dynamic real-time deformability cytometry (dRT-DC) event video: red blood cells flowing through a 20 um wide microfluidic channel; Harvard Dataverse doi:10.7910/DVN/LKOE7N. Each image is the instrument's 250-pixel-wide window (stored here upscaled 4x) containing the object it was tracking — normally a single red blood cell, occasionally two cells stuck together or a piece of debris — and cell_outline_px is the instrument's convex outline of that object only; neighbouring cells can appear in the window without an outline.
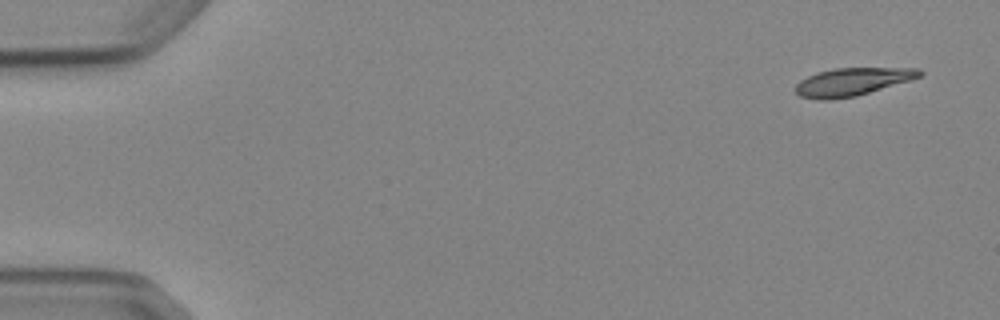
{"species": "Egyptian fruit bat (a non-hibernating species)", "species_latin": "Rousettus aegyptiacus", "temperature_condition": "cold", "stored_images_in_passage": 5, "segment_of_instrument_passage": [1, 2], "camera_frame_rate_fps": 3000, "um_per_image_px": 0.085, "animal": {"sex": "female"}, "frame": {"image": 1, "passage_image": 1, "time_ms": 0.0, "image_size_px": [1000, 320], "cell_outline_px": [[924, 72], [920, 76], [908, 80], [856, 96], [832, 100], [820, 100], [800, 96], [796, 92], [796, 84], [800, 80], [816, 72], [836, 68], [920, 68]], "centroid_in_image_um": [72.4, 6.95], "position_along_channel_um": 12.6, "area_um2": 19.94}}